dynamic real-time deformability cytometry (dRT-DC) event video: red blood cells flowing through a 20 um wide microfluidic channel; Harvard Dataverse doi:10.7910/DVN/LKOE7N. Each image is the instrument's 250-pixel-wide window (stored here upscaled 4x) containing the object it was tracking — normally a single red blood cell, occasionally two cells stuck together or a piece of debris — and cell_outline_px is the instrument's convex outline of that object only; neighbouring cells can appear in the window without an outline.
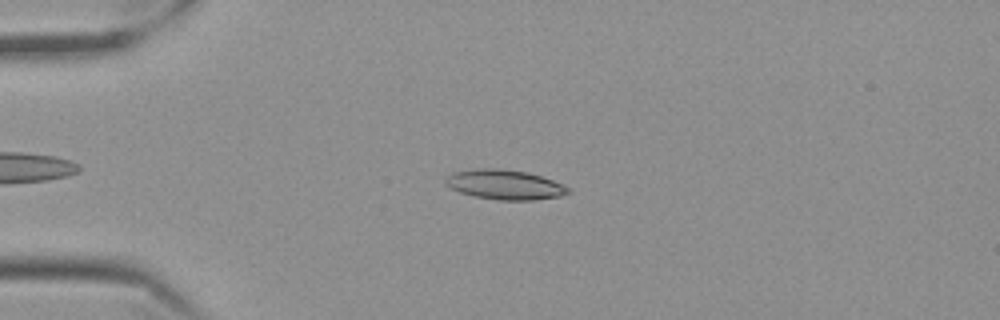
{"species": "Egyptian fruit bat (a non-hibernating species)", "species_latin": "Rousettus aegyptiacus", "temperature_condition": "cold", "stored_images_in_passage": 13, "camera_frame_rate_fps": 3000, "um_per_image_px": 0.085, "frame": {"image": 1, "passage_image": 11, "time_ms": 3.333, "image_size_px": [1000, 320], "cell_outline_px": [[572, 192], [560, 196], [532, 200], [500, 200], [476, 196], [460, 192], [444, 184], [444, 176], [452, 172], [480, 168], [496, 168], [528, 172], [552, 180], [568, 188]], "centroid_in_image_um": [42.86, 15.68], "position_along_channel_um": 42.1, "area_um2": 21.15}}